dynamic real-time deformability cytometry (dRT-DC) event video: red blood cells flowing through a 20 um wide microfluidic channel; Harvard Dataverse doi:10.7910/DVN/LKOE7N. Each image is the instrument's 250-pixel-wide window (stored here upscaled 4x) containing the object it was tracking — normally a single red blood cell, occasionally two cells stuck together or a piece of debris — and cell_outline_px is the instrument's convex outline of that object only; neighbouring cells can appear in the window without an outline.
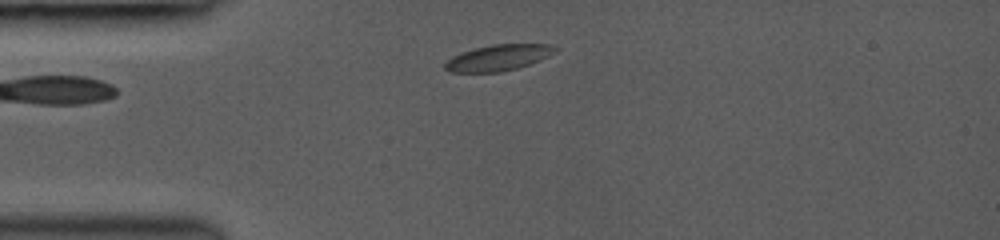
{"species": "common noctule bat (a hibernating species)", "species_latin": "Nyctalus noctula", "temperature_condition": "room temperature", "stored_images_in_passage": 24, "camera_frame_rate_fps": 3000, "um_per_image_px": 0.085, "animal": {"sex": "female", "body_mass_g": 19.0, "forearm_length_mm": 53.3}, "frame": {"image": 1, "passage_image": 1, "time_ms": 0.0, "image_size_px": [1000, 240], "cell_outline_px": [[556, 52], [540, 60], [516, 68], [500, 72], [452, 72], [444, 68], [444, 64], [452, 56], [460, 52], [492, 44], [552, 44], [556, 48]], "centroid_in_image_um": [42.35, 4.9], "position_along_channel_um": 42.7, "area_um2": 16.59}}
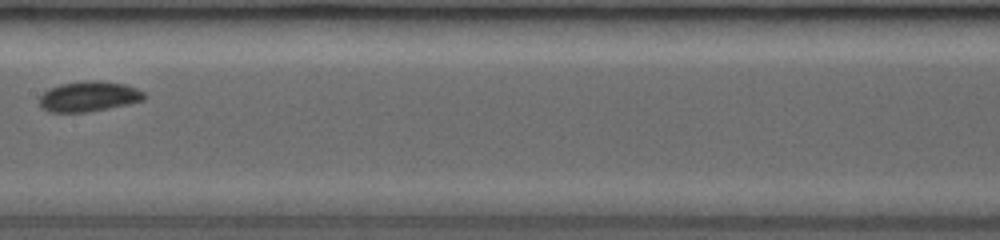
{"frame": {"image": 2, "passage_image": 10, "time_ms": 4.333, "image_size_px": [1000, 240], "cell_outline_px": [[148, 96], [144, 100], [128, 104], [88, 112], [48, 112], [40, 108], [40, 96], [44, 92], [60, 84], [84, 80], [96, 80], [124, 84], [136, 88], [144, 92]], "centroid_in_image_um": [7.56, 8.2], "position_along_channel_um": 199.8, "area_um2": 18.55}}
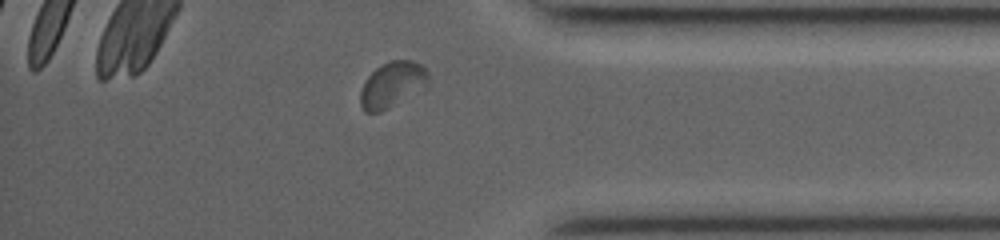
{"frame": {"image": 3, "passage_image": 21, "time_ms": 9.333, "image_size_px": [1000, 240], "cell_outline_px": [[428, 88], [380, 112], [364, 112], [360, 104], [360, 92], [364, 80], [380, 64], [392, 60], [412, 60], [420, 64], [428, 72]], "centroid_in_image_um": [33.36, 7.2], "position_along_channel_um": 401.8, "area_um2": 18.38}, "authors_computed_cell_mechanics": {"area_um2": 17.4845, "velocity_mm_per_s": 4.1425, "shape_relaxation_time_tau1_ms": 1.9935, "shape_relaxation_time_tau2_ms": null, "deformation_change_tau1": 0.0682, "deformation_change_tau2": null}}